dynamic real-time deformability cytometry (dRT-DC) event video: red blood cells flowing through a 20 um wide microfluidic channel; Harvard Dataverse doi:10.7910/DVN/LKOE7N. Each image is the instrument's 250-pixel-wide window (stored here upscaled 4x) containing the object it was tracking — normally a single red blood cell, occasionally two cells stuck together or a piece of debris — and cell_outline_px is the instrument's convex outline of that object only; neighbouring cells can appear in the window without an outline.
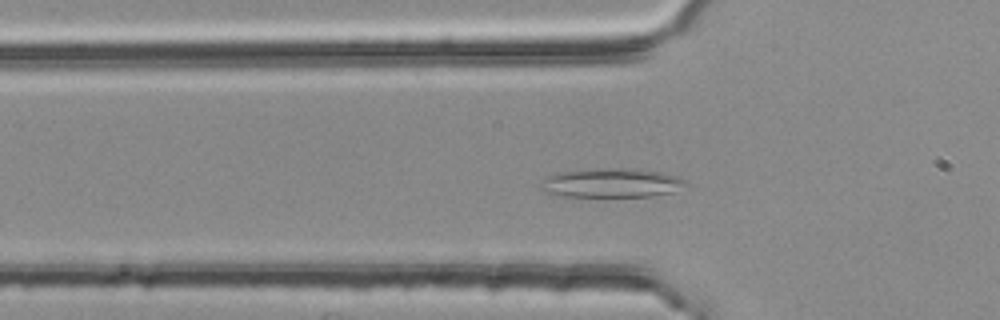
{"species": "common noctule bat (a hibernating species)", "species_latin": "Nyctalus noctula", "temperature_condition": "room temperature", "stored_images_in_passage": 42, "camera_frame_rate_fps": 3000, "um_per_image_px": 0.085, "animal": {"sex": "female", "body_mass_g": 25.1}, "frame": {"image": 1, "passage_image": 14, "time_ms": 4.333, "image_size_px": [1000, 320], "cell_outline_px": [[688, 184], [676, 192], [652, 196], [560, 196], [544, 192], [536, 188], [540, 180], [544, 176], [560, 172], [592, 168], [636, 168], [660, 172], [680, 176], [688, 180]], "centroid_in_image_um": [51.95, 15.54], "position_along_channel_um": 73.8, "area_um2": 25.43}}
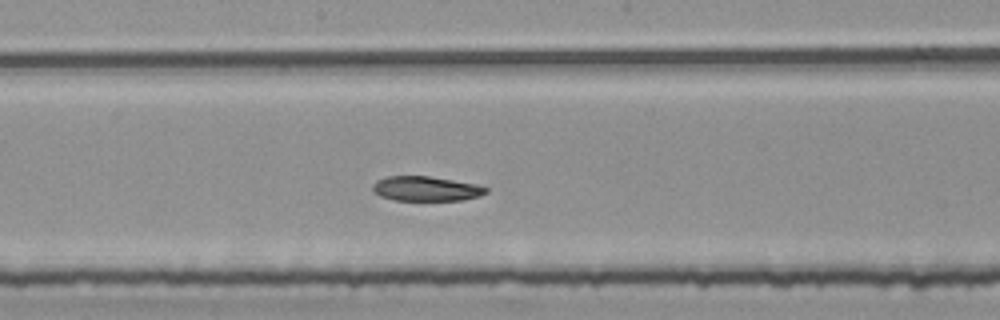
{"frame": {"image": 2, "passage_image": 25, "time_ms": 8.0, "image_size_px": [1000, 320], "cell_outline_px": [[488, 192], [480, 196], [464, 200], [396, 200], [380, 196], [372, 192], [372, 184], [376, 180], [388, 176], [428, 176], [476, 184], [488, 188]], "centroid_in_image_um": [36.19, 16.04], "position_along_channel_um": 212.0, "area_um2": 16.36}}
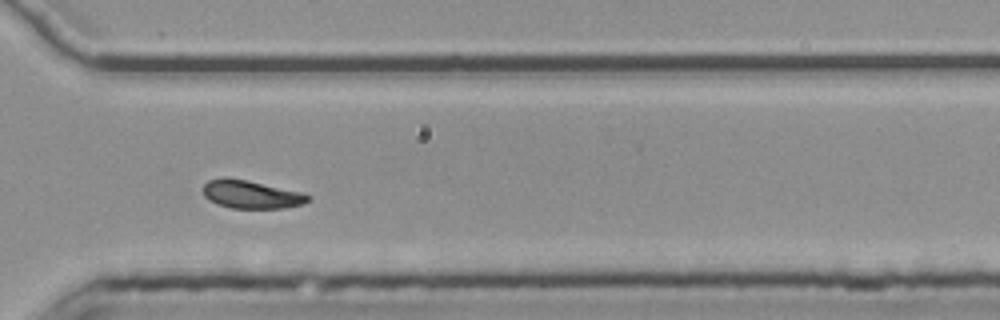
{"frame": {"image": 3, "passage_image": 36, "time_ms": 11.667, "image_size_px": [1000, 320], "cell_outline_px": [[312, 196], [308, 200], [300, 204], [284, 208], [232, 208], [216, 204], [208, 200], [204, 196], [204, 184], [208, 180], [224, 176], [248, 180], [304, 192]], "centroid_in_image_um": [21.33, 16.51], "position_along_channel_um": 349.3, "area_um2": 17.4}}